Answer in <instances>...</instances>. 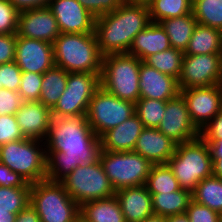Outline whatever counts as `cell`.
Returning a JSON list of instances; mask_svg holds the SVG:
<instances>
[{
    "label": "cell",
    "mask_w": 222,
    "mask_h": 222,
    "mask_svg": "<svg viewBox=\"0 0 222 222\" xmlns=\"http://www.w3.org/2000/svg\"><path fill=\"white\" fill-rule=\"evenodd\" d=\"M80 215L89 222H126L115 195L83 203L80 206Z\"/></svg>",
    "instance_id": "obj_24"
},
{
    "label": "cell",
    "mask_w": 222,
    "mask_h": 222,
    "mask_svg": "<svg viewBox=\"0 0 222 222\" xmlns=\"http://www.w3.org/2000/svg\"><path fill=\"white\" fill-rule=\"evenodd\" d=\"M44 141L24 138L0 146V162L33 184L46 179Z\"/></svg>",
    "instance_id": "obj_7"
},
{
    "label": "cell",
    "mask_w": 222,
    "mask_h": 222,
    "mask_svg": "<svg viewBox=\"0 0 222 222\" xmlns=\"http://www.w3.org/2000/svg\"><path fill=\"white\" fill-rule=\"evenodd\" d=\"M52 45L55 66L68 73L101 74L103 55L94 33H60Z\"/></svg>",
    "instance_id": "obj_3"
},
{
    "label": "cell",
    "mask_w": 222,
    "mask_h": 222,
    "mask_svg": "<svg viewBox=\"0 0 222 222\" xmlns=\"http://www.w3.org/2000/svg\"><path fill=\"white\" fill-rule=\"evenodd\" d=\"M68 72L54 66L43 74L39 101L52 109L66 89Z\"/></svg>",
    "instance_id": "obj_28"
},
{
    "label": "cell",
    "mask_w": 222,
    "mask_h": 222,
    "mask_svg": "<svg viewBox=\"0 0 222 222\" xmlns=\"http://www.w3.org/2000/svg\"><path fill=\"white\" fill-rule=\"evenodd\" d=\"M222 54V30L197 24L184 55Z\"/></svg>",
    "instance_id": "obj_25"
},
{
    "label": "cell",
    "mask_w": 222,
    "mask_h": 222,
    "mask_svg": "<svg viewBox=\"0 0 222 222\" xmlns=\"http://www.w3.org/2000/svg\"><path fill=\"white\" fill-rule=\"evenodd\" d=\"M46 147V179L61 181L81 164L99 159L100 138L87 121L86 114L52 117Z\"/></svg>",
    "instance_id": "obj_1"
},
{
    "label": "cell",
    "mask_w": 222,
    "mask_h": 222,
    "mask_svg": "<svg viewBox=\"0 0 222 222\" xmlns=\"http://www.w3.org/2000/svg\"><path fill=\"white\" fill-rule=\"evenodd\" d=\"M159 23L168 35L171 47L185 52L193 30L197 25L193 13L164 19Z\"/></svg>",
    "instance_id": "obj_27"
},
{
    "label": "cell",
    "mask_w": 222,
    "mask_h": 222,
    "mask_svg": "<svg viewBox=\"0 0 222 222\" xmlns=\"http://www.w3.org/2000/svg\"><path fill=\"white\" fill-rule=\"evenodd\" d=\"M177 143L157 128H144L137 139L134 152L152 164H167L174 155Z\"/></svg>",
    "instance_id": "obj_20"
},
{
    "label": "cell",
    "mask_w": 222,
    "mask_h": 222,
    "mask_svg": "<svg viewBox=\"0 0 222 222\" xmlns=\"http://www.w3.org/2000/svg\"><path fill=\"white\" fill-rule=\"evenodd\" d=\"M167 222H190L186 214L167 217Z\"/></svg>",
    "instance_id": "obj_51"
},
{
    "label": "cell",
    "mask_w": 222,
    "mask_h": 222,
    "mask_svg": "<svg viewBox=\"0 0 222 222\" xmlns=\"http://www.w3.org/2000/svg\"><path fill=\"white\" fill-rule=\"evenodd\" d=\"M15 63L22 72L44 74L55 66L53 45L42 40L17 37Z\"/></svg>",
    "instance_id": "obj_15"
},
{
    "label": "cell",
    "mask_w": 222,
    "mask_h": 222,
    "mask_svg": "<svg viewBox=\"0 0 222 222\" xmlns=\"http://www.w3.org/2000/svg\"><path fill=\"white\" fill-rule=\"evenodd\" d=\"M22 103L23 100L18 92L0 88V116L15 115Z\"/></svg>",
    "instance_id": "obj_42"
},
{
    "label": "cell",
    "mask_w": 222,
    "mask_h": 222,
    "mask_svg": "<svg viewBox=\"0 0 222 222\" xmlns=\"http://www.w3.org/2000/svg\"><path fill=\"white\" fill-rule=\"evenodd\" d=\"M142 222H167V217L153 214L144 219Z\"/></svg>",
    "instance_id": "obj_52"
},
{
    "label": "cell",
    "mask_w": 222,
    "mask_h": 222,
    "mask_svg": "<svg viewBox=\"0 0 222 222\" xmlns=\"http://www.w3.org/2000/svg\"><path fill=\"white\" fill-rule=\"evenodd\" d=\"M31 187H2L0 186V210H9L18 214L30 203Z\"/></svg>",
    "instance_id": "obj_35"
},
{
    "label": "cell",
    "mask_w": 222,
    "mask_h": 222,
    "mask_svg": "<svg viewBox=\"0 0 222 222\" xmlns=\"http://www.w3.org/2000/svg\"><path fill=\"white\" fill-rule=\"evenodd\" d=\"M22 71L15 61L0 65V87L18 92Z\"/></svg>",
    "instance_id": "obj_39"
},
{
    "label": "cell",
    "mask_w": 222,
    "mask_h": 222,
    "mask_svg": "<svg viewBox=\"0 0 222 222\" xmlns=\"http://www.w3.org/2000/svg\"><path fill=\"white\" fill-rule=\"evenodd\" d=\"M213 160V175L218 178L222 177V159H212Z\"/></svg>",
    "instance_id": "obj_50"
},
{
    "label": "cell",
    "mask_w": 222,
    "mask_h": 222,
    "mask_svg": "<svg viewBox=\"0 0 222 222\" xmlns=\"http://www.w3.org/2000/svg\"><path fill=\"white\" fill-rule=\"evenodd\" d=\"M43 74L22 72L18 93L23 101H39Z\"/></svg>",
    "instance_id": "obj_36"
},
{
    "label": "cell",
    "mask_w": 222,
    "mask_h": 222,
    "mask_svg": "<svg viewBox=\"0 0 222 222\" xmlns=\"http://www.w3.org/2000/svg\"><path fill=\"white\" fill-rule=\"evenodd\" d=\"M192 13L197 24L222 30V0H193Z\"/></svg>",
    "instance_id": "obj_33"
},
{
    "label": "cell",
    "mask_w": 222,
    "mask_h": 222,
    "mask_svg": "<svg viewBox=\"0 0 222 222\" xmlns=\"http://www.w3.org/2000/svg\"><path fill=\"white\" fill-rule=\"evenodd\" d=\"M94 18L116 10L126 0H77Z\"/></svg>",
    "instance_id": "obj_41"
},
{
    "label": "cell",
    "mask_w": 222,
    "mask_h": 222,
    "mask_svg": "<svg viewBox=\"0 0 222 222\" xmlns=\"http://www.w3.org/2000/svg\"><path fill=\"white\" fill-rule=\"evenodd\" d=\"M170 47L169 37L164 28L160 23L151 22L134 37L128 53L143 61L148 56L165 51Z\"/></svg>",
    "instance_id": "obj_23"
},
{
    "label": "cell",
    "mask_w": 222,
    "mask_h": 222,
    "mask_svg": "<svg viewBox=\"0 0 222 222\" xmlns=\"http://www.w3.org/2000/svg\"><path fill=\"white\" fill-rule=\"evenodd\" d=\"M221 67L222 54L184 55L179 89L219 85Z\"/></svg>",
    "instance_id": "obj_12"
},
{
    "label": "cell",
    "mask_w": 222,
    "mask_h": 222,
    "mask_svg": "<svg viewBox=\"0 0 222 222\" xmlns=\"http://www.w3.org/2000/svg\"><path fill=\"white\" fill-rule=\"evenodd\" d=\"M183 57L184 52L170 47L165 51L148 56L143 62L178 80L182 70Z\"/></svg>",
    "instance_id": "obj_31"
},
{
    "label": "cell",
    "mask_w": 222,
    "mask_h": 222,
    "mask_svg": "<svg viewBox=\"0 0 222 222\" xmlns=\"http://www.w3.org/2000/svg\"><path fill=\"white\" fill-rule=\"evenodd\" d=\"M180 94L186 102L193 124L199 131L221 111L219 85L182 89Z\"/></svg>",
    "instance_id": "obj_14"
},
{
    "label": "cell",
    "mask_w": 222,
    "mask_h": 222,
    "mask_svg": "<svg viewBox=\"0 0 222 222\" xmlns=\"http://www.w3.org/2000/svg\"><path fill=\"white\" fill-rule=\"evenodd\" d=\"M15 116L25 138L46 140L52 120L51 109L40 101H23Z\"/></svg>",
    "instance_id": "obj_18"
},
{
    "label": "cell",
    "mask_w": 222,
    "mask_h": 222,
    "mask_svg": "<svg viewBox=\"0 0 222 222\" xmlns=\"http://www.w3.org/2000/svg\"><path fill=\"white\" fill-rule=\"evenodd\" d=\"M151 22L176 18L192 12L193 0H145Z\"/></svg>",
    "instance_id": "obj_30"
},
{
    "label": "cell",
    "mask_w": 222,
    "mask_h": 222,
    "mask_svg": "<svg viewBox=\"0 0 222 222\" xmlns=\"http://www.w3.org/2000/svg\"><path fill=\"white\" fill-rule=\"evenodd\" d=\"M210 150L212 159H222V140H204Z\"/></svg>",
    "instance_id": "obj_48"
},
{
    "label": "cell",
    "mask_w": 222,
    "mask_h": 222,
    "mask_svg": "<svg viewBox=\"0 0 222 222\" xmlns=\"http://www.w3.org/2000/svg\"><path fill=\"white\" fill-rule=\"evenodd\" d=\"M220 84H222V67H221V79H220Z\"/></svg>",
    "instance_id": "obj_55"
},
{
    "label": "cell",
    "mask_w": 222,
    "mask_h": 222,
    "mask_svg": "<svg viewBox=\"0 0 222 222\" xmlns=\"http://www.w3.org/2000/svg\"><path fill=\"white\" fill-rule=\"evenodd\" d=\"M60 33H94L95 18L77 0H51Z\"/></svg>",
    "instance_id": "obj_17"
},
{
    "label": "cell",
    "mask_w": 222,
    "mask_h": 222,
    "mask_svg": "<svg viewBox=\"0 0 222 222\" xmlns=\"http://www.w3.org/2000/svg\"><path fill=\"white\" fill-rule=\"evenodd\" d=\"M145 186L151 194L171 193L181 189L168 164H153Z\"/></svg>",
    "instance_id": "obj_32"
},
{
    "label": "cell",
    "mask_w": 222,
    "mask_h": 222,
    "mask_svg": "<svg viewBox=\"0 0 222 222\" xmlns=\"http://www.w3.org/2000/svg\"><path fill=\"white\" fill-rule=\"evenodd\" d=\"M0 186L2 187H31V184L7 165L0 162Z\"/></svg>",
    "instance_id": "obj_44"
},
{
    "label": "cell",
    "mask_w": 222,
    "mask_h": 222,
    "mask_svg": "<svg viewBox=\"0 0 222 222\" xmlns=\"http://www.w3.org/2000/svg\"><path fill=\"white\" fill-rule=\"evenodd\" d=\"M192 200L205 205L222 216V181L211 175L200 181L192 192Z\"/></svg>",
    "instance_id": "obj_29"
},
{
    "label": "cell",
    "mask_w": 222,
    "mask_h": 222,
    "mask_svg": "<svg viewBox=\"0 0 222 222\" xmlns=\"http://www.w3.org/2000/svg\"><path fill=\"white\" fill-rule=\"evenodd\" d=\"M19 12L48 7L51 0H8Z\"/></svg>",
    "instance_id": "obj_46"
},
{
    "label": "cell",
    "mask_w": 222,
    "mask_h": 222,
    "mask_svg": "<svg viewBox=\"0 0 222 222\" xmlns=\"http://www.w3.org/2000/svg\"><path fill=\"white\" fill-rule=\"evenodd\" d=\"M200 137L203 140H222V111L200 130Z\"/></svg>",
    "instance_id": "obj_45"
},
{
    "label": "cell",
    "mask_w": 222,
    "mask_h": 222,
    "mask_svg": "<svg viewBox=\"0 0 222 222\" xmlns=\"http://www.w3.org/2000/svg\"><path fill=\"white\" fill-rule=\"evenodd\" d=\"M126 222H142L153 215L151 193L144 185L123 188L115 192Z\"/></svg>",
    "instance_id": "obj_22"
},
{
    "label": "cell",
    "mask_w": 222,
    "mask_h": 222,
    "mask_svg": "<svg viewBox=\"0 0 222 222\" xmlns=\"http://www.w3.org/2000/svg\"><path fill=\"white\" fill-rule=\"evenodd\" d=\"M180 188L190 191L203 179L213 175V160L208 144L199 136L189 142L177 144L167 162Z\"/></svg>",
    "instance_id": "obj_4"
},
{
    "label": "cell",
    "mask_w": 222,
    "mask_h": 222,
    "mask_svg": "<svg viewBox=\"0 0 222 222\" xmlns=\"http://www.w3.org/2000/svg\"><path fill=\"white\" fill-rule=\"evenodd\" d=\"M30 204L41 222H76L80 206L60 181L48 179L31 184Z\"/></svg>",
    "instance_id": "obj_6"
},
{
    "label": "cell",
    "mask_w": 222,
    "mask_h": 222,
    "mask_svg": "<svg viewBox=\"0 0 222 222\" xmlns=\"http://www.w3.org/2000/svg\"><path fill=\"white\" fill-rule=\"evenodd\" d=\"M166 102L156 99H139L135 103V113L144 128H158L165 112Z\"/></svg>",
    "instance_id": "obj_34"
},
{
    "label": "cell",
    "mask_w": 222,
    "mask_h": 222,
    "mask_svg": "<svg viewBox=\"0 0 222 222\" xmlns=\"http://www.w3.org/2000/svg\"><path fill=\"white\" fill-rule=\"evenodd\" d=\"M220 93H221V111H222V84H219Z\"/></svg>",
    "instance_id": "obj_54"
},
{
    "label": "cell",
    "mask_w": 222,
    "mask_h": 222,
    "mask_svg": "<svg viewBox=\"0 0 222 222\" xmlns=\"http://www.w3.org/2000/svg\"><path fill=\"white\" fill-rule=\"evenodd\" d=\"M24 138L15 115L0 116V146Z\"/></svg>",
    "instance_id": "obj_38"
},
{
    "label": "cell",
    "mask_w": 222,
    "mask_h": 222,
    "mask_svg": "<svg viewBox=\"0 0 222 222\" xmlns=\"http://www.w3.org/2000/svg\"><path fill=\"white\" fill-rule=\"evenodd\" d=\"M16 34H0V65L15 61Z\"/></svg>",
    "instance_id": "obj_43"
},
{
    "label": "cell",
    "mask_w": 222,
    "mask_h": 222,
    "mask_svg": "<svg viewBox=\"0 0 222 222\" xmlns=\"http://www.w3.org/2000/svg\"><path fill=\"white\" fill-rule=\"evenodd\" d=\"M15 222H41L36 210L29 203L17 215Z\"/></svg>",
    "instance_id": "obj_47"
},
{
    "label": "cell",
    "mask_w": 222,
    "mask_h": 222,
    "mask_svg": "<svg viewBox=\"0 0 222 222\" xmlns=\"http://www.w3.org/2000/svg\"><path fill=\"white\" fill-rule=\"evenodd\" d=\"M100 76L93 73H68L66 89L51 109L52 117L86 114L90 100L101 86Z\"/></svg>",
    "instance_id": "obj_11"
},
{
    "label": "cell",
    "mask_w": 222,
    "mask_h": 222,
    "mask_svg": "<svg viewBox=\"0 0 222 222\" xmlns=\"http://www.w3.org/2000/svg\"><path fill=\"white\" fill-rule=\"evenodd\" d=\"M135 114V104L122 100L100 86L89 102L86 113L88 124L100 138Z\"/></svg>",
    "instance_id": "obj_10"
},
{
    "label": "cell",
    "mask_w": 222,
    "mask_h": 222,
    "mask_svg": "<svg viewBox=\"0 0 222 222\" xmlns=\"http://www.w3.org/2000/svg\"><path fill=\"white\" fill-rule=\"evenodd\" d=\"M157 129L177 144L192 141L200 136V131L193 124L180 93L166 102L165 112Z\"/></svg>",
    "instance_id": "obj_13"
},
{
    "label": "cell",
    "mask_w": 222,
    "mask_h": 222,
    "mask_svg": "<svg viewBox=\"0 0 222 222\" xmlns=\"http://www.w3.org/2000/svg\"><path fill=\"white\" fill-rule=\"evenodd\" d=\"M191 200L192 193L184 189L171 193L151 194L153 213L164 217L186 214Z\"/></svg>",
    "instance_id": "obj_26"
},
{
    "label": "cell",
    "mask_w": 222,
    "mask_h": 222,
    "mask_svg": "<svg viewBox=\"0 0 222 222\" xmlns=\"http://www.w3.org/2000/svg\"><path fill=\"white\" fill-rule=\"evenodd\" d=\"M99 161L115 192L123 188L144 185L153 164L134 151L101 150Z\"/></svg>",
    "instance_id": "obj_8"
},
{
    "label": "cell",
    "mask_w": 222,
    "mask_h": 222,
    "mask_svg": "<svg viewBox=\"0 0 222 222\" xmlns=\"http://www.w3.org/2000/svg\"><path fill=\"white\" fill-rule=\"evenodd\" d=\"M19 13L8 0H0V34H16Z\"/></svg>",
    "instance_id": "obj_37"
},
{
    "label": "cell",
    "mask_w": 222,
    "mask_h": 222,
    "mask_svg": "<svg viewBox=\"0 0 222 222\" xmlns=\"http://www.w3.org/2000/svg\"><path fill=\"white\" fill-rule=\"evenodd\" d=\"M16 35L52 44L60 35V31L50 8L42 7L19 13Z\"/></svg>",
    "instance_id": "obj_16"
},
{
    "label": "cell",
    "mask_w": 222,
    "mask_h": 222,
    "mask_svg": "<svg viewBox=\"0 0 222 222\" xmlns=\"http://www.w3.org/2000/svg\"><path fill=\"white\" fill-rule=\"evenodd\" d=\"M60 182L79 206L88 201L110 198L115 195V190L99 159L92 164L79 165Z\"/></svg>",
    "instance_id": "obj_9"
},
{
    "label": "cell",
    "mask_w": 222,
    "mask_h": 222,
    "mask_svg": "<svg viewBox=\"0 0 222 222\" xmlns=\"http://www.w3.org/2000/svg\"><path fill=\"white\" fill-rule=\"evenodd\" d=\"M150 23L145 0H126L113 12L95 18L94 34L102 55L128 53L134 37Z\"/></svg>",
    "instance_id": "obj_2"
},
{
    "label": "cell",
    "mask_w": 222,
    "mask_h": 222,
    "mask_svg": "<svg viewBox=\"0 0 222 222\" xmlns=\"http://www.w3.org/2000/svg\"><path fill=\"white\" fill-rule=\"evenodd\" d=\"M76 222H89V221H87L81 215H79L78 218L76 219Z\"/></svg>",
    "instance_id": "obj_53"
},
{
    "label": "cell",
    "mask_w": 222,
    "mask_h": 222,
    "mask_svg": "<svg viewBox=\"0 0 222 222\" xmlns=\"http://www.w3.org/2000/svg\"><path fill=\"white\" fill-rule=\"evenodd\" d=\"M16 214L10 213L9 210H0V222H15Z\"/></svg>",
    "instance_id": "obj_49"
},
{
    "label": "cell",
    "mask_w": 222,
    "mask_h": 222,
    "mask_svg": "<svg viewBox=\"0 0 222 222\" xmlns=\"http://www.w3.org/2000/svg\"><path fill=\"white\" fill-rule=\"evenodd\" d=\"M140 99L168 101L180 93L178 80L146 65L143 61L139 71Z\"/></svg>",
    "instance_id": "obj_19"
},
{
    "label": "cell",
    "mask_w": 222,
    "mask_h": 222,
    "mask_svg": "<svg viewBox=\"0 0 222 222\" xmlns=\"http://www.w3.org/2000/svg\"><path fill=\"white\" fill-rule=\"evenodd\" d=\"M141 63V60L129 53L103 56L101 86L112 95L135 104L140 99Z\"/></svg>",
    "instance_id": "obj_5"
},
{
    "label": "cell",
    "mask_w": 222,
    "mask_h": 222,
    "mask_svg": "<svg viewBox=\"0 0 222 222\" xmlns=\"http://www.w3.org/2000/svg\"><path fill=\"white\" fill-rule=\"evenodd\" d=\"M144 129L143 123L135 113L130 118L105 132L100 137L101 150L114 152L133 151Z\"/></svg>",
    "instance_id": "obj_21"
},
{
    "label": "cell",
    "mask_w": 222,
    "mask_h": 222,
    "mask_svg": "<svg viewBox=\"0 0 222 222\" xmlns=\"http://www.w3.org/2000/svg\"><path fill=\"white\" fill-rule=\"evenodd\" d=\"M190 222H221L222 216L209 207L191 200L186 211Z\"/></svg>",
    "instance_id": "obj_40"
}]
</instances>
